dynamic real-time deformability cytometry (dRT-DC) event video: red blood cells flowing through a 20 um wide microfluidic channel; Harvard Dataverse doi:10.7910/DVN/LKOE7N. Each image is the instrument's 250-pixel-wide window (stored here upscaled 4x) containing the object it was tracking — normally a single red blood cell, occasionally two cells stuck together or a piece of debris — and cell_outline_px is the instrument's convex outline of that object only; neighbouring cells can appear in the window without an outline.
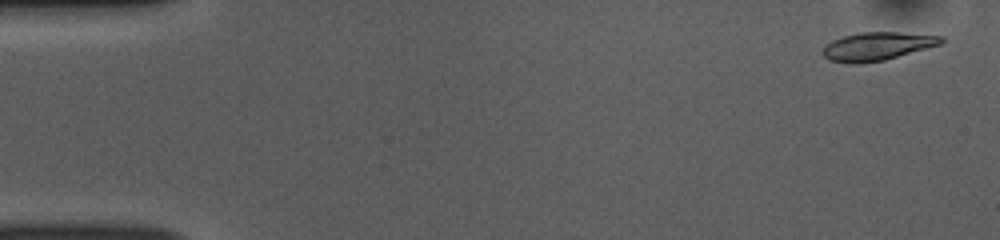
{"species": "common noctule bat (a hibernating species)", "species_latin": "Nyctalus noctula", "temperature_condition": "room temperature", "stored_images_in_passage": 51, "camera_frame_rate_fps": 3000, "um_per_image_px": 0.085, "animal": {"sex": "female", "body_mass_g": 10.0, "forearm_length_mm": 53.1}, "frame": {"image": 1, "passage_image": 2, "time_ms": 0.333, "image_size_px": [1000, 240], "cell_outline_px": [[948, 40], [944, 44], [884, 60], [852, 64], [848, 64], [828, 60], [824, 56], [824, 48], [832, 40], [844, 36], [860, 32], [896, 32], [944, 36]], "centroid_in_image_um": [74.65, 3.93], "position_along_channel_um": 10.4, "area_um2": 19.59}}
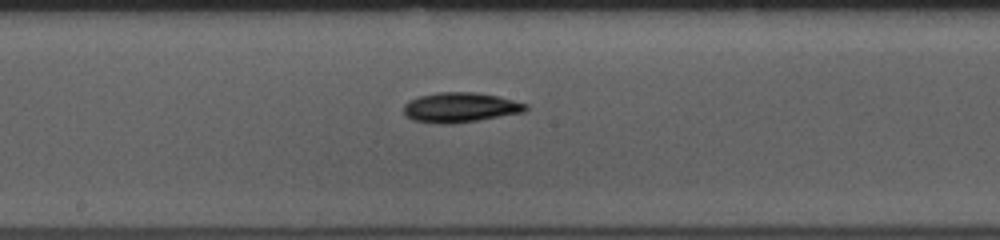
{"frame": {"image": 2, "passage_image": 27, "time_ms": 8.667, "image_size_px": [1000, 240], "cell_outline_px": [[528, 108], [524, 112], [452, 124], [444, 124], [412, 120], [404, 116], [404, 104], [408, 100], [420, 96], [436, 92], [476, 92], [500, 96], [528, 104]], "centroid_in_image_um": [39.11, 9.12], "position_along_channel_um": 209.1, "area_um2": 21.33}}
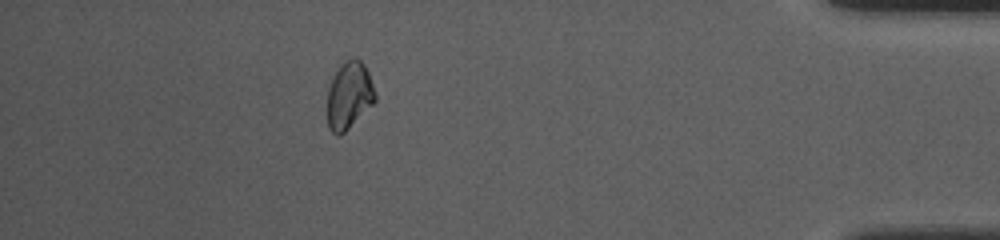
{"frame": {"image": 3, "passage_image": 46, "time_ms": 15.0, "image_size_px": [1000, 240], "cell_outline_px": [[376, 100], [340, 136], [336, 136], [328, 128], [328, 88], [340, 64], [344, 60], [356, 56], [364, 64], [368, 72], [376, 92]], "centroid_in_image_um": [29.68, 8.08], "position_along_channel_um": 405.5, "area_um2": 18.67}, "authors_computed_cell_mechanics": {"area_um2": 19.8832, "velocity_mm_per_s": 3.8527, "shape_relaxation_time_tau1_ms": 3.4321, "shape_relaxation_time_tau2_ms": null, "deformation_change_tau1": 0.1171, "deformation_change_tau2": null}}